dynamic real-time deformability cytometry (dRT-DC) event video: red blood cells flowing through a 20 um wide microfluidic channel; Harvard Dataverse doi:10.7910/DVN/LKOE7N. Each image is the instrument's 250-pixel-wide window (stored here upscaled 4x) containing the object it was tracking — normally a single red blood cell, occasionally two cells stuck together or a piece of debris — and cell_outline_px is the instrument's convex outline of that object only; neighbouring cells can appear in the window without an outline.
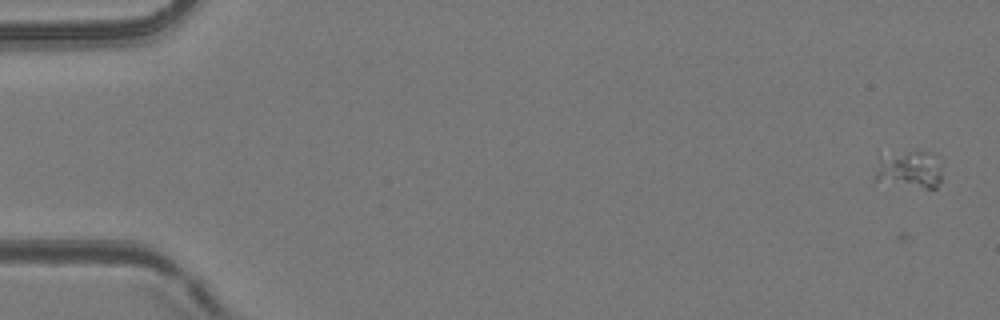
{"species": "common noctule bat (a hibernating species)", "species_latin": "Nyctalus noctula", "temperature_condition": "room temperature", "stored_images_in_passage": 6, "camera_frame_rate_fps": 3000, "um_per_image_px": 0.085, "animal": {"sex": "female", "body_mass_g": 24.6, "forearm_length_mm": 56.2}, "frame": {"image": 1, "passage_image": 1, "time_ms": 0.0, "image_size_px": [1000, 320], "cell_outline_px": [[940, 180], [936, 188], [928, 188], [876, 180], [876, 172], [880, 156], [916, 148], [932, 152], [940, 164]], "centroid_in_image_um": [77.34, 14.33], "position_along_channel_um": 7.7, "area_um2": 14.57}}
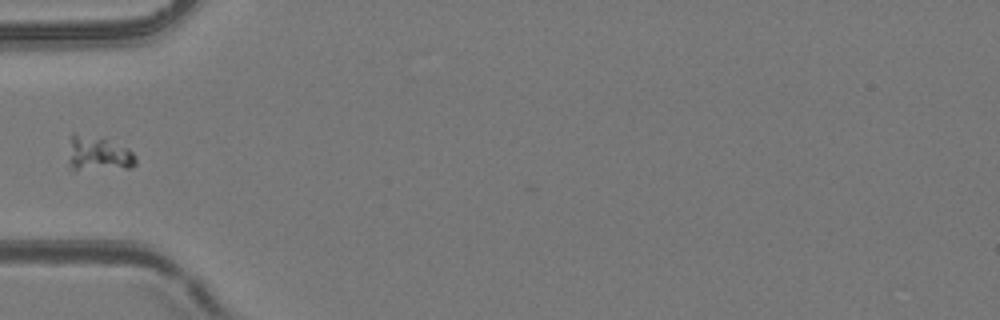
{"frame": {"image": 2, "passage_image": 5, "time_ms": 1.333, "image_size_px": [1000, 320], "cell_outline_px": [[136, 164], [132, 168], [72, 172], [68, 172], [68, 160], [72, 132], [104, 140], [128, 148], [136, 156]], "centroid_in_image_um": [8.31, 13.17], "position_along_channel_um": 76.7, "area_um2": 14.05}}